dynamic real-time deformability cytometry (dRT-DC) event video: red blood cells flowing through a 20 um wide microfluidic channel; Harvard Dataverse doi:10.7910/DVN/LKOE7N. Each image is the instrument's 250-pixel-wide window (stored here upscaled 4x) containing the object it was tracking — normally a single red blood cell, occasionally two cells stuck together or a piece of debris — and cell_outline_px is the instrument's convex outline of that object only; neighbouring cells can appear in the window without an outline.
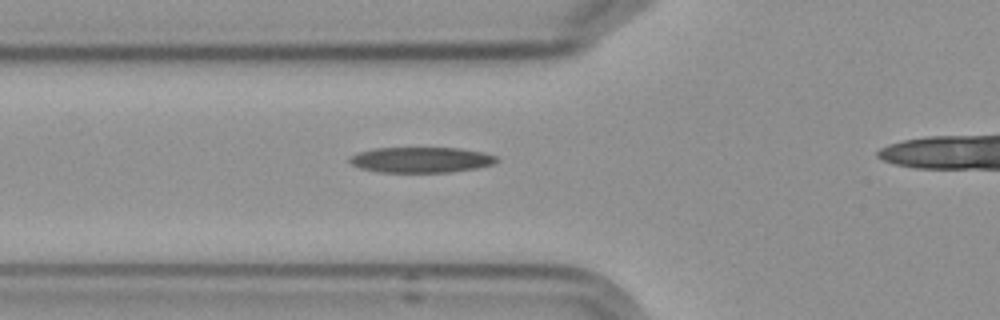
{"species": "Egyptian fruit bat (a non-hibernating species)", "species_latin": "Rousettus aegyptiacus", "temperature_condition": "cold", "stored_images_in_passage": 5, "camera_frame_rate_fps": 3000, "um_per_image_px": 0.085, "frame": {"image": 1, "passage_image": 4, "time_ms": 3.333, "image_size_px": [1000, 320], "cell_outline_px": [[500, 160], [492, 164], [476, 168], [448, 172], [376, 172], [360, 168], [352, 164], [348, 160], [348, 156], [360, 152], [376, 148], [460, 148], [484, 152], [496, 156]], "centroid_in_image_um": [35.78, 13.58], "position_along_channel_um": 90.0, "area_um2": 21.91}}